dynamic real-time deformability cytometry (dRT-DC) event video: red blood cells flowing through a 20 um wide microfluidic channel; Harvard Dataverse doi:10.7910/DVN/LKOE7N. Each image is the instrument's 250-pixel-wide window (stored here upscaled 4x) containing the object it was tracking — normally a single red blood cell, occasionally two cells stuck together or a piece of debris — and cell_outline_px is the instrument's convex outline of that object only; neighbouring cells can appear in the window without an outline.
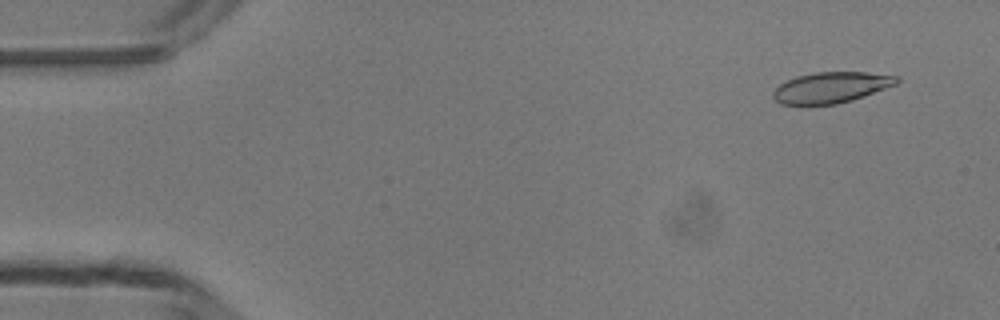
{"species": "common noctule bat (a hibernating species)", "species_latin": "Nyctalus noctula", "temperature_condition": "room temperature", "stored_images_in_passage": 50, "camera_frame_rate_fps": 3000, "um_per_image_px": 0.085, "animal": {"sex": "male", "body_mass_g": 13.3}, "frame": {"image": 1, "passage_image": 4, "time_ms": 1.0, "image_size_px": [1000, 320], "cell_outline_px": [[900, 80], [896, 84], [852, 100], [836, 104], [808, 108], [780, 104], [772, 96], [772, 92], [780, 84], [796, 76], [816, 72], [868, 72], [900, 76]], "centroid_in_image_um": [70.59, 7.48], "position_along_channel_um": 14.4, "area_um2": 22.89}}
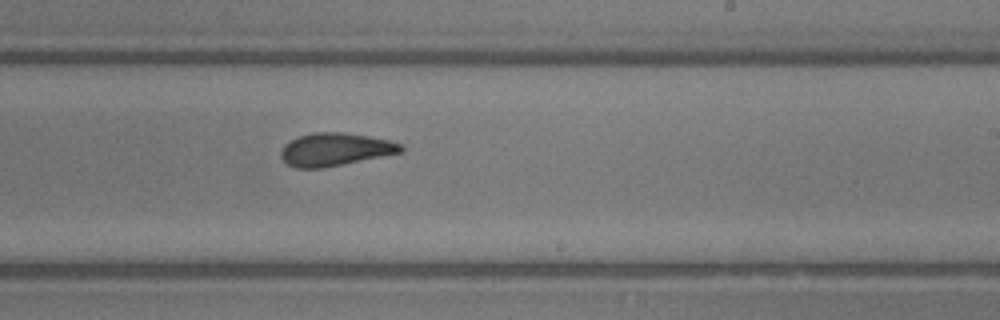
{"frame": {"image": 2, "passage_image": 30, "time_ms": 9.667, "image_size_px": [1000, 320], "cell_outline_px": [[404, 152], [320, 168], [296, 168], [288, 164], [280, 156], [280, 152], [284, 144], [300, 136], [312, 132], [344, 132], [368, 136], [388, 140], [400, 144], [404, 148]], "centroid_in_image_um": [28.48, 12.69], "position_along_channel_um": 260.5, "area_um2": 22.77}}
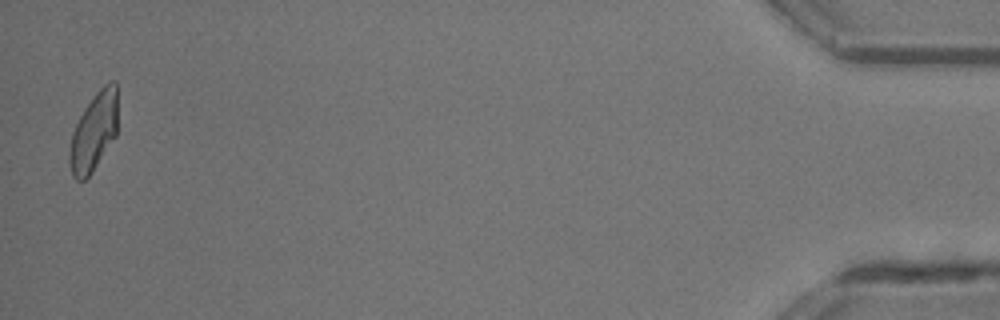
{"frame": {"image": 3, "passage_image": 49, "time_ms": 16.0, "image_size_px": [1000, 320], "cell_outline_px": [[116, 136], [92, 172], [84, 180], [76, 180], [72, 176], [68, 160], [68, 152], [72, 132], [84, 108], [92, 96], [104, 84], [112, 80], [116, 80]], "centroid_in_image_um": [7.95, 11.21], "position_along_channel_um": 427.3, "area_um2": 22.02}, "authors_computed_cell_mechanics": {"area_um2": 22.9177, "velocity_mm_per_s": 4.1637, "shape_relaxation_time_tau1_ms": 5.0007, "shape_relaxation_time_tau2_ms": 1.3958, "deformation_change_tau1": 0.17, "deformation_change_tau2": 0.0636}}